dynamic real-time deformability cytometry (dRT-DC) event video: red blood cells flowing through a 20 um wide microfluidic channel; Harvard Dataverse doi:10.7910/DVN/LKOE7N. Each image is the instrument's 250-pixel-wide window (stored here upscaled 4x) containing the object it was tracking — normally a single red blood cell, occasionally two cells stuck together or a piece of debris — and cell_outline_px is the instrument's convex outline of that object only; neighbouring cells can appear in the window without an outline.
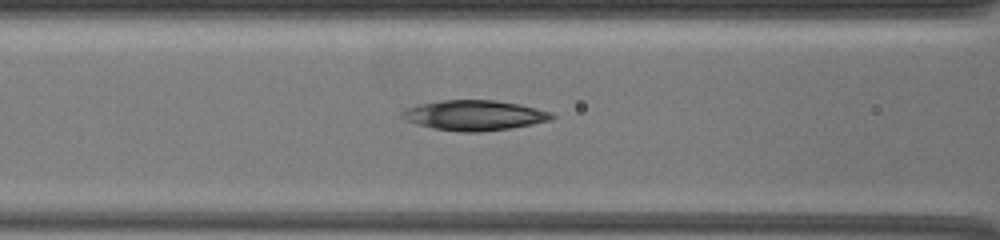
{"species": "common noctule bat (a hibernating species)", "species_latin": "Nyctalus noctula", "temperature_condition": "warm", "stored_images_in_passage": 23, "camera_frame_rate_fps": 3000, "um_per_image_px": 0.085, "animal": {"sex": "female", "body_mass_g": 19.5, "forearm_length_mm": 54.1}, "frame": {"image": 1, "passage_image": 3, "time_ms": 0.333, "image_size_px": [1000, 240], "cell_outline_px": [[556, 116], [548, 120], [532, 124], [512, 128], [476, 132], [460, 132], [432, 128], [416, 124], [404, 120], [400, 116], [400, 112], [408, 108], [420, 104], [440, 100], [496, 100], [536, 108], [552, 112]], "centroid_in_image_um": [40.28, 9.8], "position_along_channel_um": 126.3, "area_um2": 26.24}}
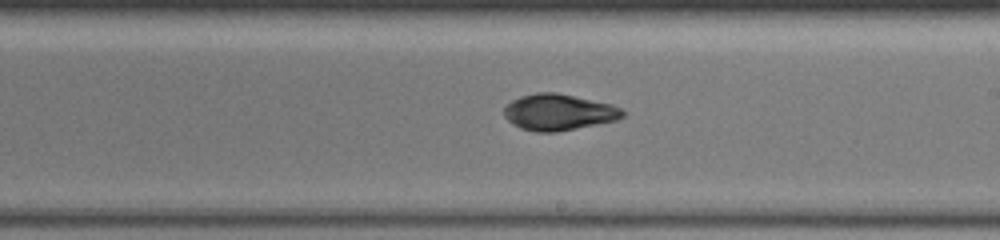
{"frame": {"image": 2, "passage_image": 10, "time_ms": 3.667, "image_size_px": [1000, 240], "cell_outline_px": [[628, 112], [624, 116], [616, 120], [556, 132], [536, 132], [520, 128], [512, 124], [504, 116], [504, 108], [512, 100], [520, 96], [536, 92], [556, 92], [612, 104]], "centroid_in_image_um": [47.48, 9.53], "position_along_channel_um": 241.5, "area_um2": 25.09}}
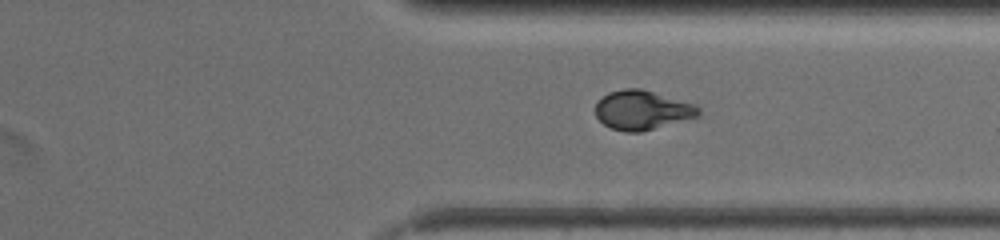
{"frame": {"image": 3, "passage_image": 16, "time_ms": 7.0, "image_size_px": [1000, 240], "cell_outline_px": [[700, 116], [640, 132], [624, 132], [612, 128], [604, 124], [596, 116], [596, 104], [608, 92], [624, 88], [640, 88], [696, 104], [700, 108]], "centroid_in_image_um": [54.61, 9.35], "position_along_channel_um": 356.8, "area_um2": 23.52}}